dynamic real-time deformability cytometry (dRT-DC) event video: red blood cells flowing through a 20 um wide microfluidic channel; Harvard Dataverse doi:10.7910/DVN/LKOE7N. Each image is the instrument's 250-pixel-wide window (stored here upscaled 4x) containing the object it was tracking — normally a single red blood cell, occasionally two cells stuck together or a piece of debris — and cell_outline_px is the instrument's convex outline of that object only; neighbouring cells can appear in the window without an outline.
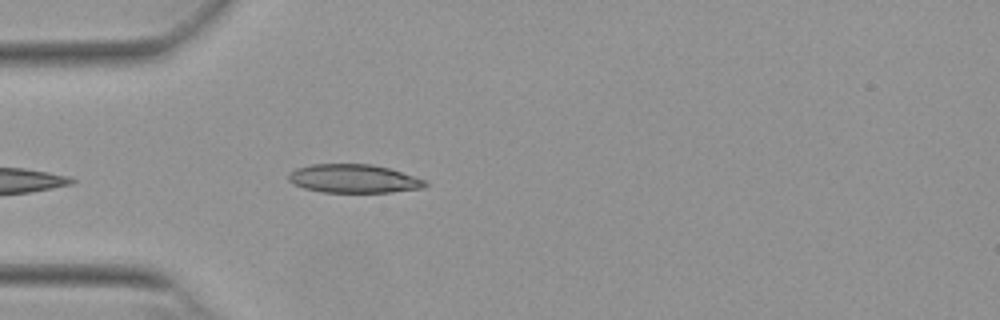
{"species": "Egyptian fruit bat (a non-hibernating species)", "species_latin": "Rousettus aegyptiacus", "temperature_condition": "warm", "stored_images_in_passage": 5, "camera_frame_rate_fps": 3000, "um_per_image_px": 0.085, "animal": {"sex": "female"}, "frame": {"image": 1, "passage_image": 1, "time_ms": 0.0, "image_size_px": [1000, 320], "cell_outline_px": [[428, 184], [424, 188], [392, 192], [324, 192], [304, 188], [292, 184], [288, 180], [288, 172], [296, 168], [312, 164], [372, 164], [388, 168], [424, 180]], "centroid_in_image_um": [30.01, 15.18], "position_along_channel_um": 55.0, "area_um2": 22.66}}